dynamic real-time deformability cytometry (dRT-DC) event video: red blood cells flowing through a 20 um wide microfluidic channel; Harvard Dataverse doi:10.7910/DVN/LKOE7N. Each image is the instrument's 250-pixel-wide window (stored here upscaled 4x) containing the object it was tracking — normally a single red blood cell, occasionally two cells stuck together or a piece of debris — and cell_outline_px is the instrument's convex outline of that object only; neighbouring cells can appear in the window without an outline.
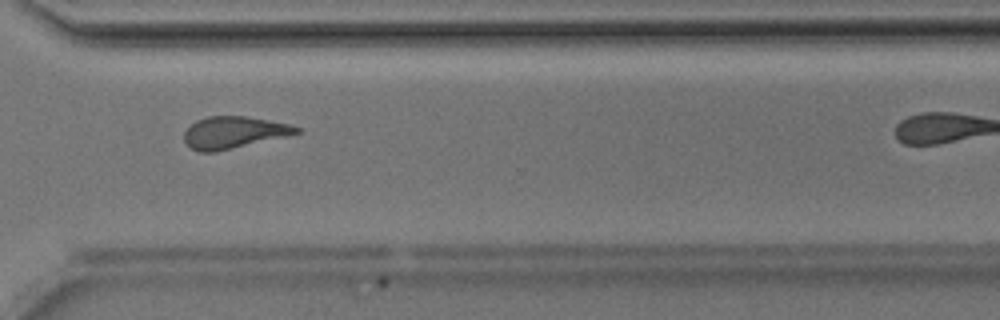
{"species": "Egyptian fruit bat (a non-hibernating species)", "species_latin": "Rousettus aegyptiacus", "temperature_condition": "room temperature", "stored_images_in_passage": 30, "camera_frame_rate_fps": 3000, "um_per_image_px": 0.085, "animal": {"sex": "male"}, "frame": {"image": 1, "passage_image": 26, "time_ms": 8.333, "image_size_px": [1000, 320], "cell_outline_px": [[304, 132], [216, 152], [200, 152], [188, 148], [184, 140], [184, 132], [196, 120], [208, 116], [244, 116], [292, 124], [300, 128]], "centroid_in_image_um": [19.87, 11.26], "position_along_channel_um": 350.7, "area_um2": 21.04}}